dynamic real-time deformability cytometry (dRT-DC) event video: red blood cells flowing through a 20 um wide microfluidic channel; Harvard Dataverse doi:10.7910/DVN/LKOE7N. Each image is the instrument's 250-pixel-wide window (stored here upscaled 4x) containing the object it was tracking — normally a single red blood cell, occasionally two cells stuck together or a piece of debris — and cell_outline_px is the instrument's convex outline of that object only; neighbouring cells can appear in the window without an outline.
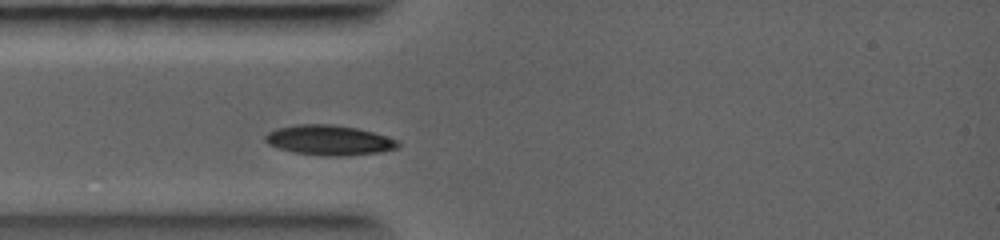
{"species": "common noctule bat (a hibernating species)", "species_latin": "Nyctalus noctula", "temperature_condition": "warm", "stored_images_in_passage": 5, "camera_frame_rate_fps": 5000, "um_per_image_px": 0.085, "animal": {"sex": "female", "body_mass_g": 19.0, "forearm_length_mm": 56.7}, "frame": {"image": 1, "passage_image": 1, "time_ms": 0.0, "image_size_px": [1000, 240], "cell_outline_px": [[400, 148], [384, 152], [348, 156], [324, 156], [296, 152], [280, 148], [268, 144], [264, 140], [264, 136], [268, 132], [276, 128], [296, 124], [332, 124], [356, 128], [372, 132], [396, 140], [400, 144]], "centroid_in_image_um": [27.99, 11.92], "position_along_channel_um": 57.0, "area_um2": 23.29}}
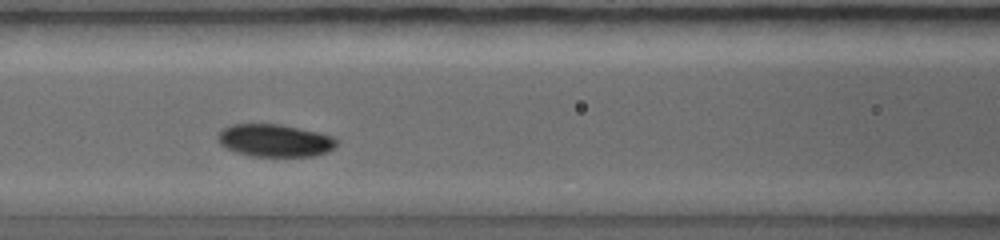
{"frame": {"image": 2, "passage_image": 4, "time_ms": 1.4, "image_size_px": [1000, 240], "cell_outline_px": [[336, 148], [328, 152], [312, 156], [252, 156], [236, 152], [224, 148], [216, 140], [216, 136], [224, 128], [232, 124], [280, 124], [320, 132], [332, 136], [336, 140]], "centroid_in_image_um": [23.35, 11.94], "position_along_channel_um": 143.3, "area_um2": 22.72}}